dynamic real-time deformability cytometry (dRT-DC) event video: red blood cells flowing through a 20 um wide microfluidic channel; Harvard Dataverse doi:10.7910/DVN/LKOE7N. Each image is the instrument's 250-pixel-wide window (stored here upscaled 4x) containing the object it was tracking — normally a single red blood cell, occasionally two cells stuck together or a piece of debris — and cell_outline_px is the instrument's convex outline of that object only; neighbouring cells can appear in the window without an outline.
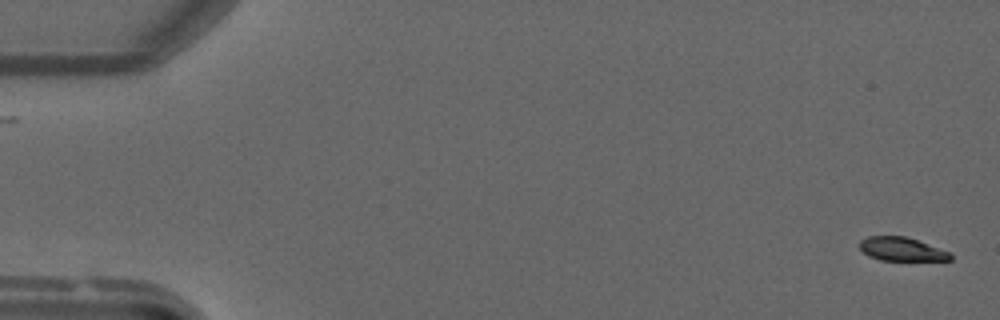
{"species": "common noctule bat (a hibernating species)", "species_latin": "Nyctalus noctula", "temperature_condition": "warm", "stored_images_in_passage": 50, "camera_frame_rate_fps": 3000, "um_per_image_px": 0.085, "animal": {"sex": "male", "forearm_length_mm": 52.5}, "frame": {"image": 1, "passage_image": 1, "time_ms": 0.0, "image_size_px": [1000, 320], "cell_outline_px": [[952, 260], [880, 260], [868, 256], [860, 248], [860, 240], [868, 236], [904, 236], [916, 240], [948, 252], [952, 256]], "centroid_in_image_um": [76.59, 21.18], "position_along_channel_um": 8.4, "area_um2": 12.2}}
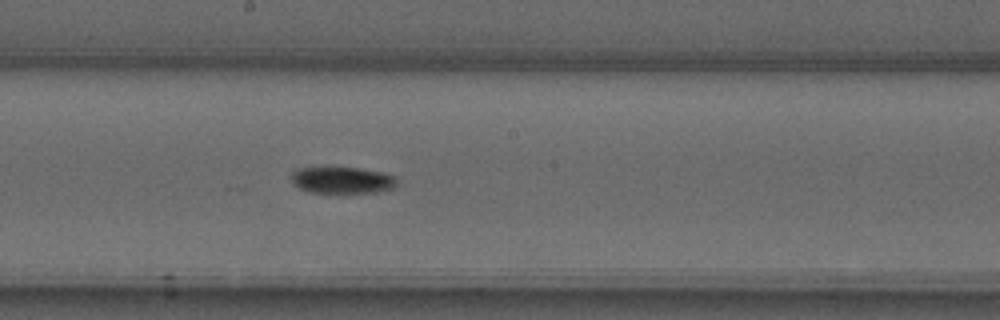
{"frame": {"image": 2, "passage_image": 27, "time_ms": 8.667, "image_size_px": [1000, 320], "cell_outline_px": [[396, 184], [392, 188], [376, 192], [308, 192], [292, 184], [292, 172], [296, 168], [324, 164], [332, 164], [360, 168], [384, 172], [396, 176]], "centroid_in_image_um": [29.01, 15.23], "position_along_channel_um": 219.2, "area_um2": 17.28}}
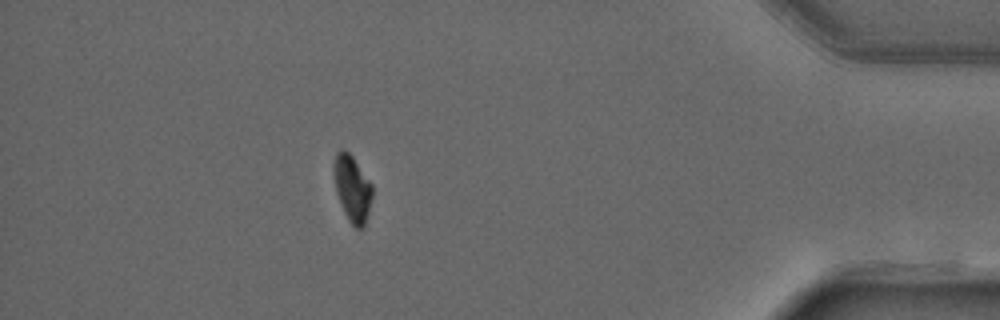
{"frame": {"image": 3, "passage_image": 44, "time_ms": 14.333, "image_size_px": [1000, 320], "cell_outline_px": [[372, 200], [364, 228], [356, 228], [348, 220], [340, 204], [336, 192], [332, 164], [336, 152], [344, 148], [352, 156], [372, 184]], "centroid_in_image_um": [29.93, 16.01], "position_along_channel_um": 405.3, "area_um2": 15.03}}